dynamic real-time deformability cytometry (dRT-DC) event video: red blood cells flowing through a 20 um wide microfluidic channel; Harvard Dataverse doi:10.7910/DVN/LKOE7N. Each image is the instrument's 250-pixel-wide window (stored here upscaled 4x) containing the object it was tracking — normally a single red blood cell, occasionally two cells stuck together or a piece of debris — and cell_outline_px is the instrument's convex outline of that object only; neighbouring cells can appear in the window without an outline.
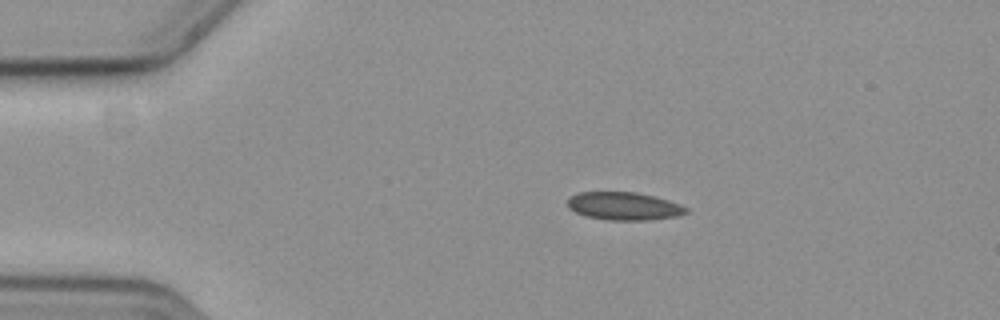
{"species": "common noctule bat (a hibernating species)", "species_latin": "Nyctalus noctula", "temperature_condition": "cold", "stored_images_in_passage": 47, "camera_frame_rate_fps": 3000, "um_per_image_px": 0.085, "animal": {"sex": "female", "body_mass_g": 19.3, "forearm_length_mm": 54.1}, "frame": {"image": 1, "passage_image": 1, "time_ms": 0.0, "image_size_px": [1000, 320], "cell_outline_px": [[688, 212], [680, 216], [648, 220], [604, 220], [584, 216], [568, 208], [568, 196], [580, 192], [636, 192], [668, 200], [680, 204], [688, 208]], "centroid_in_image_um": [53.02, 17.53], "position_along_channel_um": 32.0, "area_um2": 19.48}}
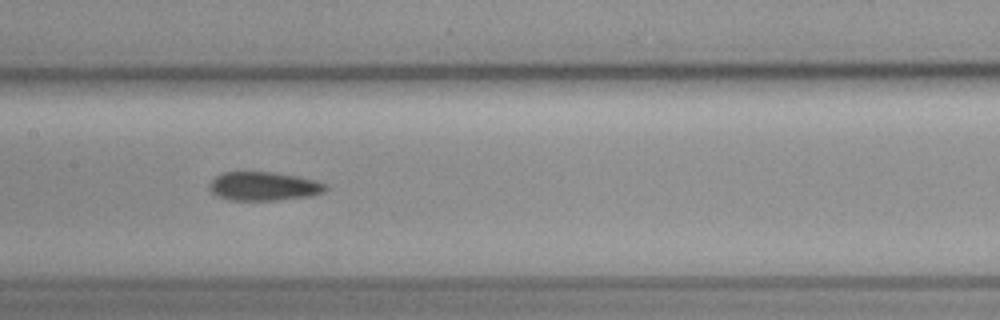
{"frame": {"image": 2, "passage_image": 18, "time_ms": 5.667, "image_size_px": [1000, 320], "cell_outline_px": [[328, 188], [324, 192], [312, 196], [276, 200], [228, 200], [216, 196], [208, 188], [208, 184], [216, 176], [224, 172], [272, 172], [296, 176], [312, 180], [324, 184]], "centroid_in_image_um": [22.37, 15.84], "position_along_channel_um": 185.0, "area_um2": 19.42}}
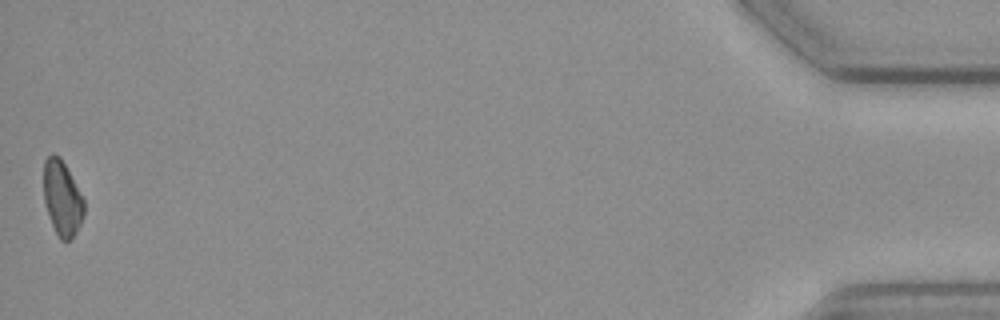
{"frame": {"image": 3, "passage_image": 47, "time_ms": 15.333, "image_size_px": [1000, 320], "cell_outline_px": [[84, 216], [76, 232], [68, 240], [60, 240], [52, 224], [44, 200], [44, 160], [52, 152], [60, 156], [84, 200]], "centroid_in_image_um": [5.28, 16.82], "position_along_channel_um": 429.9, "area_um2": 17.34}}